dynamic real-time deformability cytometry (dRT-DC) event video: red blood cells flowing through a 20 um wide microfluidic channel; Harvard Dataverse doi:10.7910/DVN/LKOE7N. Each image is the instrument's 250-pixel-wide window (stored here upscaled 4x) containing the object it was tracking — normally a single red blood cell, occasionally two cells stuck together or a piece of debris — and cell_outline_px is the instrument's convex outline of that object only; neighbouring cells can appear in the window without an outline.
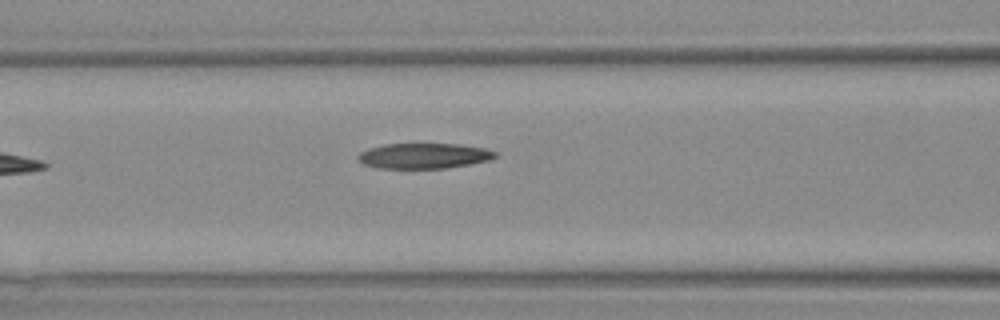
{"species": "Egyptian fruit bat (a non-hibernating species)", "species_latin": "Rousettus aegyptiacus", "temperature_condition": "warm", "stored_images_in_passage": 6, "camera_frame_rate_fps": 3000, "um_per_image_px": 0.085, "animal": {"sex": "female"}, "frame": {"image": 1, "passage_image": 5, "time_ms": 4.667, "image_size_px": [1000, 320], "cell_outline_px": [[496, 156], [492, 160], [444, 168], [376, 168], [364, 164], [356, 156], [360, 152], [368, 148], [384, 144], [460, 144], [484, 148], [496, 152]], "centroid_in_image_um": [36.02, 13.24], "position_along_channel_um": 130.6, "area_um2": 20.23}}